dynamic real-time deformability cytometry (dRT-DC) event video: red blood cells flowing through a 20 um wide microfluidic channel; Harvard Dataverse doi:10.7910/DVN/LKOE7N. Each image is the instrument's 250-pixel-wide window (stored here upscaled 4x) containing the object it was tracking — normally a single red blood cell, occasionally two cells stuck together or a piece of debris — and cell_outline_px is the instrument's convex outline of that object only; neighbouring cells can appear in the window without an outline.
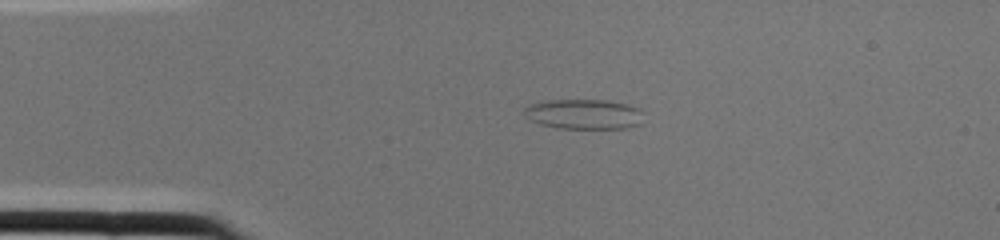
{"species": "common noctule bat (a hibernating species)", "species_latin": "Nyctalus noctula", "temperature_condition": "cold", "stored_images_in_passage": 1, "camera_frame_rate_fps": 3000, "um_per_image_px": 0.085, "animal": {"sex": "female", "body_mass_g": 22.0, "forearm_length_mm": 56.7}, "frame": {"image": 1, "passage_image": 1, "time_ms": 0.0, "image_size_px": [1000, 240], "cell_outline_px": [[644, 124], [624, 128], [560, 128], [540, 124], [528, 120], [524, 116], [524, 108], [532, 104], [548, 100], [604, 100], [628, 104], [640, 108], [644, 112]], "centroid_in_image_um": [49.69, 9.71], "position_along_channel_um": 35.3, "area_um2": 21.15}}